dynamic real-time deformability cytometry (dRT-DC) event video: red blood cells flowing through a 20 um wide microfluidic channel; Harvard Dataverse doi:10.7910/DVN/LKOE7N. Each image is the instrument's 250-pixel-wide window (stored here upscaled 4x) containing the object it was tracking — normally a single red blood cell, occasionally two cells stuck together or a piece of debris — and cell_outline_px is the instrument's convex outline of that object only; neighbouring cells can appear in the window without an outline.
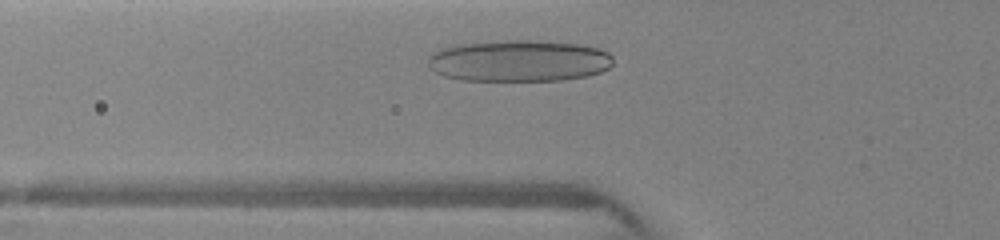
{"species": "human", "species_latin": "Homo sapiens", "temperature_condition": "warm", "stored_images_in_passage": 41, "camera_frame_rate_fps": 3000, "um_per_image_px": 0.085, "donor": {"sex": "female"}, "frame": {"image": 1, "passage_image": 4, "time_ms": 0.667, "image_size_px": [1000, 240], "cell_outline_px": [[612, 64], [608, 68], [600, 72], [588, 76], [560, 80], [464, 80], [444, 76], [436, 72], [428, 64], [428, 56], [432, 52], [440, 48], [456, 44], [512, 40], [528, 40], [584, 44], [600, 48], [608, 52], [612, 56]], "centroid_in_image_um": [44.13, 5.16], "position_along_channel_um": 81.7, "area_um2": 44.97}}
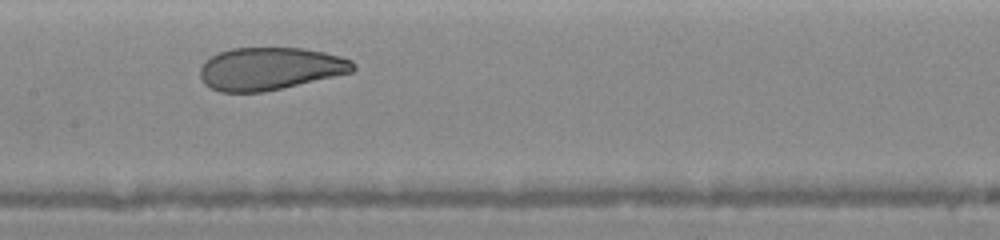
{"frame": {"image": 2, "passage_image": 19, "time_ms": 3.0, "image_size_px": [1000, 240], "cell_outline_px": [[356, 68], [352, 72], [264, 92], [220, 92], [204, 84], [200, 76], [200, 68], [204, 60], [220, 52], [232, 48], [304, 48], [324, 52], [340, 56], [352, 60], [356, 64]], "centroid_in_image_um": [22.94, 5.83], "position_along_channel_um": 184.5, "area_um2": 37.97}}
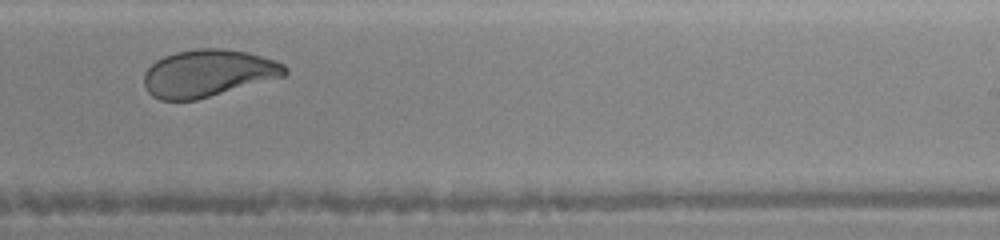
{"frame": {"image": 3, "passage_image": 28, "time_ms": 5.0, "image_size_px": [1000, 240], "cell_outline_px": [[288, 72], [284, 76], [196, 100], [160, 100], [152, 96], [148, 92], [144, 84], [144, 72], [156, 60], [164, 56], [176, 52], [196, 48], [224, 48], [248, 52], [276, 60], [284, 64], [288, 68]], "centroid_in_image_um": [17.68, 6.21], "position_along_channel_um": 271.3, "area_um2": 38.84}}